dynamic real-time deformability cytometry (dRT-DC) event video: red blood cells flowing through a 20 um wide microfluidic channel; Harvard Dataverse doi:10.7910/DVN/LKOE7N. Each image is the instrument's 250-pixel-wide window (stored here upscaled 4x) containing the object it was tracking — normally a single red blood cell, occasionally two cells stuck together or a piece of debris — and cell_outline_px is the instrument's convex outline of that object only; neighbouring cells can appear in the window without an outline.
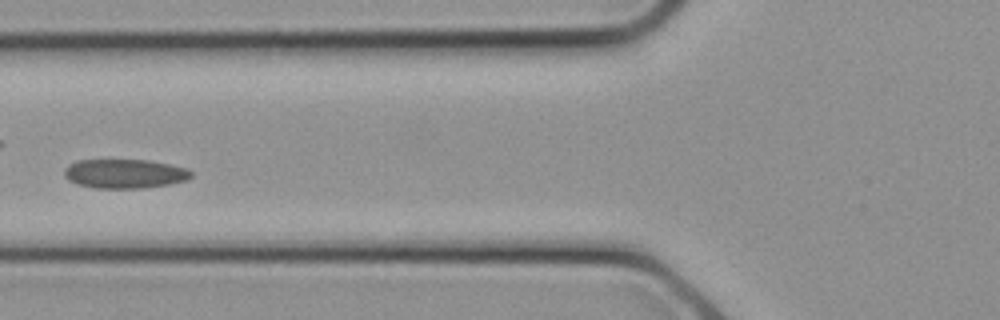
{"species": "common noctule bat (a hibernating species)", "species_latin": "Nyctalus noctula", "temperature_condition": "cold", "stored_images_in_passage": 11, "camera_frame_rate_fps": 3000, "um_per_image_px": 0.085, "animal": {"sex": "female", "body_mass_g": 21.9}, "frame": {"image": 1, "passage_image": 10, "time_ms": 3.0, "image_size_px": [1000, 320], "cell_outline_px": [[192, 176], [188, 180], [168, 184], [144, 188], [96, 188], [76, 184], [68, 180], [64, 176], [64, 168], [68, 164], [76, 160], [148, 160], [188, 168], [192, 172]], "centroid_in_image_um": [10.58, 14.76], "position_along_channel_um": 115.2, "area_um2": 21.73}}